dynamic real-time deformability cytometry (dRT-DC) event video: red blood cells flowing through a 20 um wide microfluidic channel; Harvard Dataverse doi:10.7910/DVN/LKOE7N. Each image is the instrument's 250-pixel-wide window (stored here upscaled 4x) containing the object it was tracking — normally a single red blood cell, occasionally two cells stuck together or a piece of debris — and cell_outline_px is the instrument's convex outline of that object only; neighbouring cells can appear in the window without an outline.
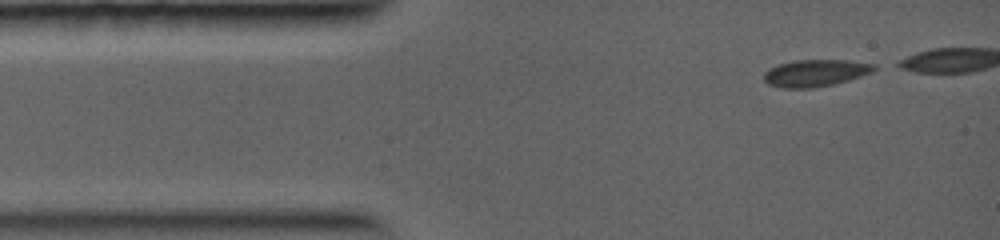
{"species": "common noctule bat (a hibernating species)", "species_latin": "Nyctalus noctula", "temperature_condition": "warm", "stored_images_in_passage": 5, "camera_frame_rate_fps": 5000, "um_per_image_px": 0.085, "animal": {"sex": "female", "body_mass_g": 19.0, "forearm_length_mm": 56.7}, "frame": {"image": 1, "passage_image": 1, "time_ms": 0.0, "image_size_px": [1000, 240], "cell_outline_px": [[876, 68], [872, 72], [836, 84], [812, 88], [780, 88], [768, 84], [764, 80], [764, 72], [768, 68], [776, 64], [796, 60], [848, 60], [876, 64]], "centroid_in_image_um": [69.28, 6.2], "position_along_channel_um": 15.7, "area_um2": 17.51}}